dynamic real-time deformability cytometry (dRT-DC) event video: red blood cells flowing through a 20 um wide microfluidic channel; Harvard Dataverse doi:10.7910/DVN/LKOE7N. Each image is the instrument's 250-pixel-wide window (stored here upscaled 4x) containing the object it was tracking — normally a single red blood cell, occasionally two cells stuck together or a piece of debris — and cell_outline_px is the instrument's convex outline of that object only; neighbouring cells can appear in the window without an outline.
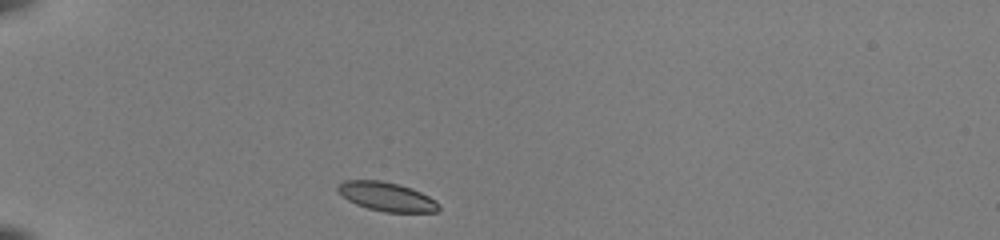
{"species": "common noctule bat (a hibernating species)", "species_latin": "Nyctalus noctula", "temperature_condition": "room temperature", "stored_images_in_passage": 37, "camera_frame_rate_fps": 3000, "um_per_image_px": 0.085, "animal": {"sex": "female", "body_mass_g": 22.0, "forearm_length_mm": 56.7}, "frame": {"image": 1, "passage_image": 1, "time_ms": 0.0, "image_size_px": [1000, 240], "cell_outline_px": [[440, 208], [436, 212], [384, 212], [368, 208], [356, 204], [348, 200], [336, 188], [344, 180], [380, 180], [400, 184], [412, 188], [436, 200], [440, 204]], "centroid_in_image_um": [32.9, 16.71], "position_along_channel_um": 52.1, "area_um2": 16.99}}
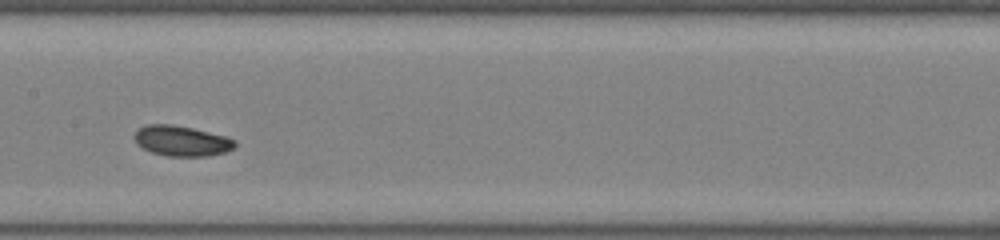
{"frame": {"image": 2, "passage_image": 14, "time_ms": 4.333, "image_size_px": [1000, 240], "cell_outline_px": [[236, 144], [232, 148], [224, 152], [208, 156], [168, 156], [152, 152], [136, 144], [132, 136], [136, 128], [144, 124], [172, 124], [192, 128], [224, 136], [236, 140]], "centroid_in_image_um": [15.36, 11.96], "position_along_channel_um": 192.0, "area_um2": 17.86}}
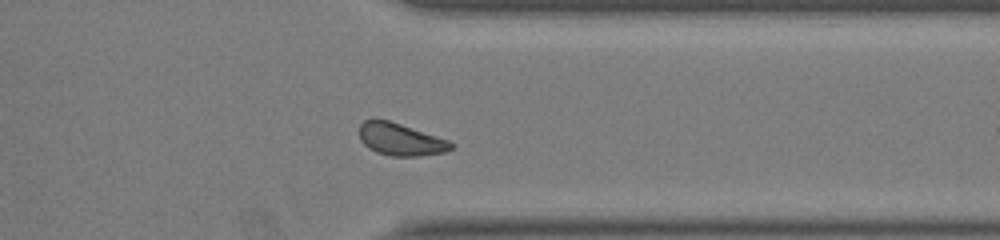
{"frame": {"image": 3, "passage_image": 28, "time_ms": 9.0, "image_size_px": [1000, 240], "cell_outline_px": [[456, 148], [444, 152], [420, 156], [392, 156], [376, 152], [368, 148], [360, 140], [360, 124], [364, 120], [388, 120], [448, 140], [456, 144]], "centroid_in_image_um": [34.07, 11.87], "position_along_channel_um": 377.3, "area_um2": 17.17}, "authors_computed_cell_mechanics": {"area_um2": 17.6868, "velocity_mm_per_s": 3.9517, "shape_relaxation_time_tau1_ms": 2.0539, "shape_relaxation_time_tau2_ms": null, "deformation_change_tau1": 0.0966, "deformation_change_tau2": null}}